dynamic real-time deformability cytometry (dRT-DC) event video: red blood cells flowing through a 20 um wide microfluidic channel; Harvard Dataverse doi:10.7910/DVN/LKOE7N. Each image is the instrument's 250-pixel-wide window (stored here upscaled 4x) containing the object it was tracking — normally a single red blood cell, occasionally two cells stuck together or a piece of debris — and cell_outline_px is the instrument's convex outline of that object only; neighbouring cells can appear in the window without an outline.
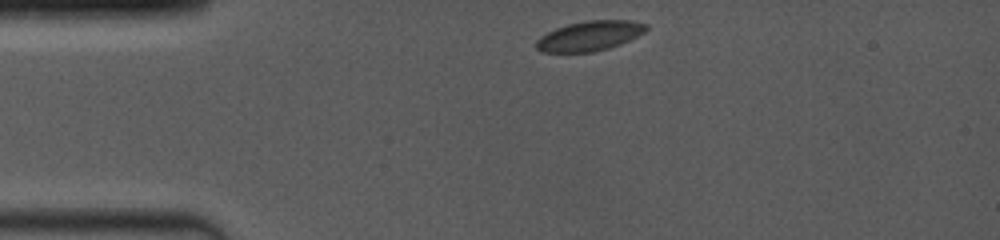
{"species": "common noctule bat (a hibernating species)", "species_latin": "Nyctalus noctula", "temperature_condition": "room temperature", "stored_images_in_passage": 42, "camera_frame_rate_fps": 4000, "um_per_image_px": 0.085, "animal": {"sex": "female", "body_mass_g": 19.0, "forearm_length_mm": 53.3}, "frame": {"image": 1, "passage_image": 1, "time_ms": 0.0, "image_size_px": [1000, 240], "cell_outline_px": [[648, 28], [644, 32], [620, 44], [608, 48], [592, 52], [540, 52], [536, 48], [536, 40], [540, 36], [556, 28], [568, 24], [584, 20], [632, 20], [648, 24]], "centroid_in_image_um": [50.11, 3.04], "position_along_channel_um": 34.9, "area_um2": 19.13}}
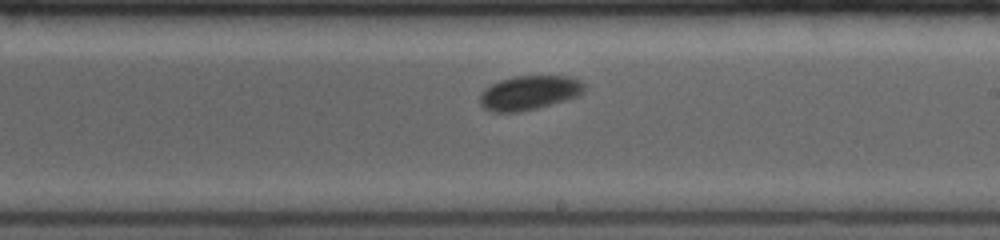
{"frame": {"image": 2, "passage_image": 24, "time_ms": 6.25, "image_size_px": [1000, 240], "cell_outline_px": [[584, 92], [580, 96], [536, 108], [520, 112], [492, 112], [484, 108], [480, 104], [480, 92], [484, 88], [500, 80], [516, 76], [572, 76], [580, 80], [584, 84]], "centroid_in_image_um": [44.99, 7.88], "position_along_channel_um": 244.0, "area_um2": 20.98}}
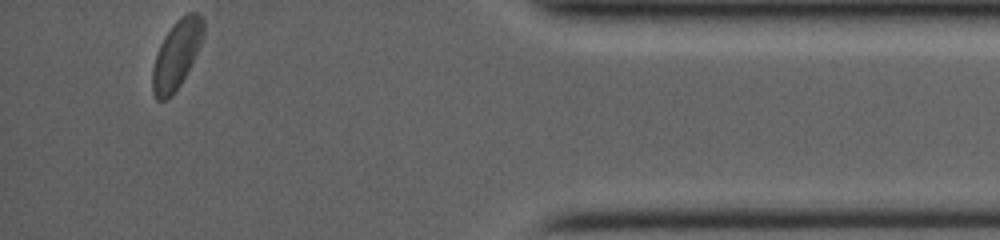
{"frame": {"image": 3, "passage_image": 42, "time_ms": 11.5, "image_size_px": [1000, 240], "cell_outline_px": [[204, 32], [200, 44], [180, 84], [164, 100], [156, 100], [152, 92], [152, 68], [156, 52], [164, 36], [172, 24], [180, 16], [188, 12], [196, 12], [204, 20]], "centroid_in_image_um": [14.98, 4.58], "position_along_channel_um": 420.2, "area_um2": 19.94}, "authors_computed_cell_mechanics": {"area_um2": 20.4612, "velocity_mm_per_s": 3.9849, "shape_relaxation_time_tau1_ms": 1.1093, "shape_relaxation_time_tau2_ms": null, "deformation_change_tau1": 0.0325, "deformation_change_tau2": null}}